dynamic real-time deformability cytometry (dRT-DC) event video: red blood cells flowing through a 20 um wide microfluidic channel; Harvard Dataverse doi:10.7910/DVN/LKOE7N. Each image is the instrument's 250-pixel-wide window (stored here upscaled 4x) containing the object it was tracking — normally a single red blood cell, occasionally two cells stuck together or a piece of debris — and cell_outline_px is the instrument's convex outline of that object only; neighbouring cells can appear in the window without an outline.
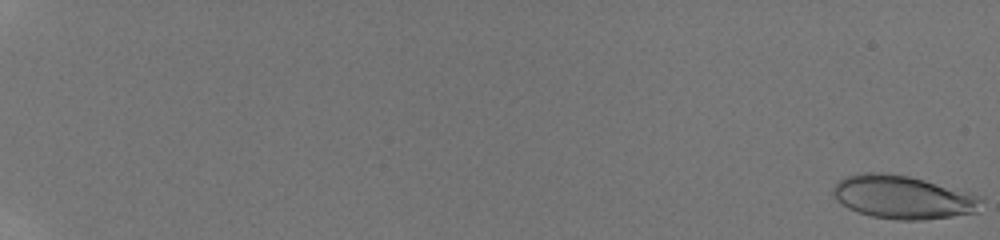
{"species": "human", "species_latin": "Homo sapiens", "temperature_condition": "room temperature", "stored_images_in_passage": 4, "camera_frame_rate_fps": 3000, "um_per_image_px": 0.085, "donor": {"sex": "male"}, "frame": {"image": 1, "passage_image": 1, "time_ms": 0.0, "image_size_px": [1000, 240], "cell_outline_px": [[984, 200], [976, 212], [952, 216], [924, 220], [896, 220], [872, 216], [848, 208], [840, 204], [832, 196], [832, 188], [840, 180], [848, 176], [864, 172], [880, 172], [908, 176], [924, 180], [984, 196]], "centroid_in_image_um": [76.75, 16.76], "position_along_channel_um": 8.2, "area_um2": 37.45}}